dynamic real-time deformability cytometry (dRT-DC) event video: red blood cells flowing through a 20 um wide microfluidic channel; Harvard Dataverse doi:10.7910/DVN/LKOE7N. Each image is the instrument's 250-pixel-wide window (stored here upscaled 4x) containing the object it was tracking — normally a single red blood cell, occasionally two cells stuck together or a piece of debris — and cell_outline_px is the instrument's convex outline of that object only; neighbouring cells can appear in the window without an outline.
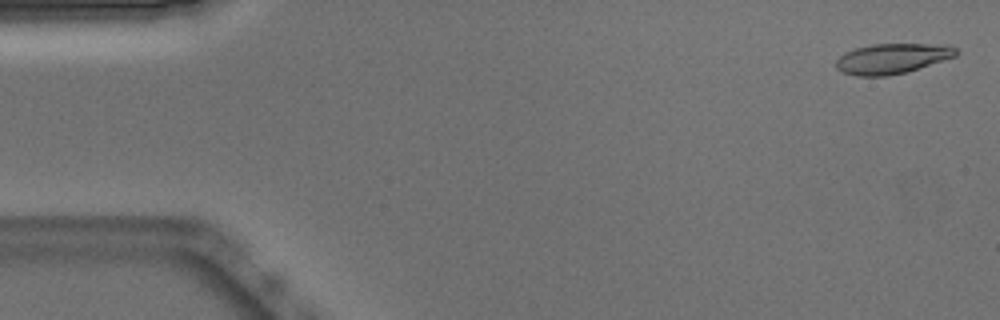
{"species": "Egyptian fruit bat (a non-hibernating species)", "species_latin": "Rousettus aegyptiacus", "temperature_condition": "warm", "stored_images_in_passage": 52, "camera_frame_rate_fps": 3000, "um_per_image_px": 0.085, "animal": {"sex": "male"}, "frame": {"image": 1, "passage_image": 2, "time_ms": 0.333, "image_size_px": [1000, 320], "cell_outline_px": [[956, 56], [904, 72], [888, 76], [856, 76], [844, 72], [836, 68], [836, 60], [844, 52], [856, 48], [872, 44], [948, 44], [956, 48]], "centroid_in_image_um": [75.81, 4.97], "position_along_channel_um": 9.2, "area_um2": 20.92}}
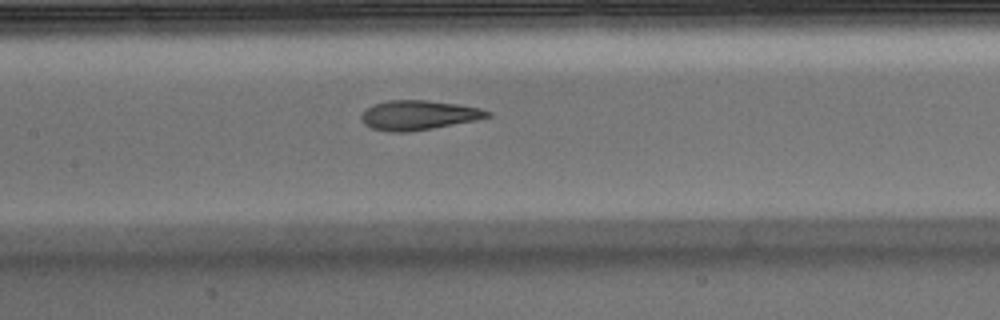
{"frame": {"image": 2, "passage_image": 24, "time_ms": 7.667, "image_size_px": [1000, 320], "cell_outline_px": [[492, 116], [476, 120], [432, 128], [408, 132], [388, 132], [372, 128], [364, 124], [360, 120], [360, 116], [372, 104], [388, 100], [428, 100], [460, 104], [480, 108], [492, 112]], "centroid_in_image_um": [35.58, 9.78], "position_along_channel_um": 171.8, "area_um2": 21.85}}
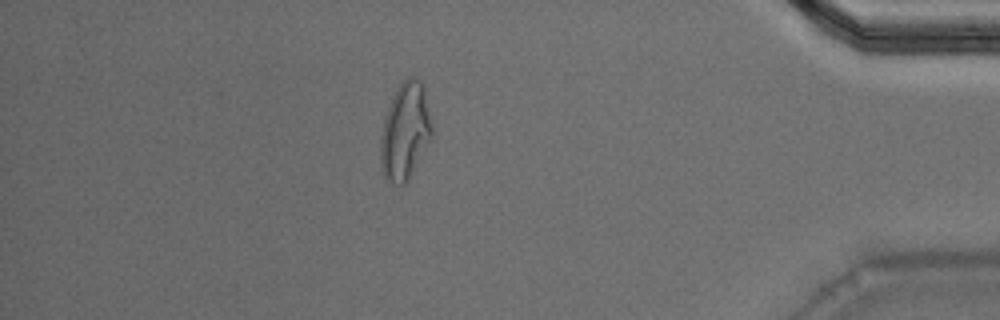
{"frame": {"image": 3, "passage_image": 45, "time_ms": 14.667, "image_size_px": [1000, 320], "cell_outline_px": [[432, 140], [408, 180], [404, 184], [400, 184], [388, 180], [384, 176], [380, 160], [380, 136], [384, 116], [392, 96], [396, 88], [408, 76], [412, 76], [420, 80], [424, 88], [432, 124]], "centroid_in_image_um": [34.44, 11.14], "position_along_channel_um": 400.8, "area_um2": 29.3}, "authors_computed_cell_mechanics": {"area_um2": 22.1663, "velocity_mm_per_s": 3.8783, "shape_relaxation_time_tau1_ms": 7.3386, "shape_relaxation_time_tau2_ms": 1.054, "deformation_change_tau1": 0.2618, "deformation_change_tau2": 0.0942}}